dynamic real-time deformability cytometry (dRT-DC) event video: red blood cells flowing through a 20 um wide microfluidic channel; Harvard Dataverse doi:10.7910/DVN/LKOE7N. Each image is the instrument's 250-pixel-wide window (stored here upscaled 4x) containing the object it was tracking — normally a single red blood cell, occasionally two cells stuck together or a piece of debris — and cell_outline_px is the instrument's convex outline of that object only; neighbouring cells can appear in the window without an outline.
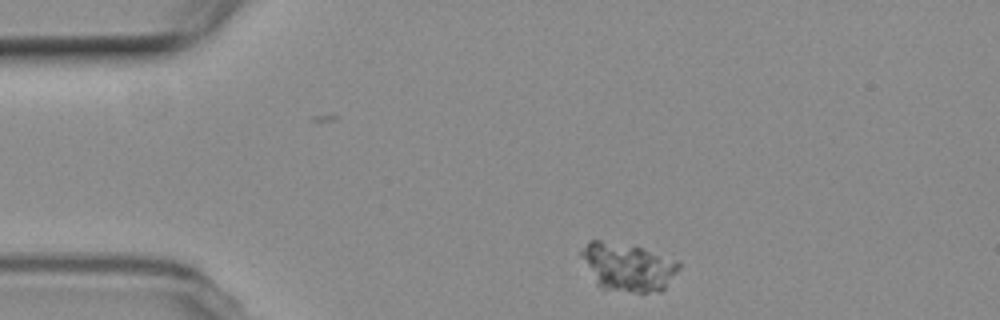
{"species": "common noctule bat (a hibernating species)", "species_latin": "Nyctalus noctula", "temperature_condition": "room temperature", "stored_images_in_passage": 2, "camera_frame_rate_fps": 3000, "um_per_image_px": 0.085, "animal": {"sex": "female", "body_mass_g": 19.3, "forearm_length_mm": 54.1}, "frame": {"image": 1, "passage_image": 2, "time_ms": 1.0, "image_size_px": [1000, 320], "cell_outline_px": [[680, 268], [664, 288], [660, 292], [636, 292], [600, 288], [596, 284], [580, 256], [580, 252], [588, 240], [600, 240], [644, 248], [680, 260]], "centroid_in_image_um": [53.38, 22.68], "position_along_channel_um": 31.6, "area_um2": 27.4}}